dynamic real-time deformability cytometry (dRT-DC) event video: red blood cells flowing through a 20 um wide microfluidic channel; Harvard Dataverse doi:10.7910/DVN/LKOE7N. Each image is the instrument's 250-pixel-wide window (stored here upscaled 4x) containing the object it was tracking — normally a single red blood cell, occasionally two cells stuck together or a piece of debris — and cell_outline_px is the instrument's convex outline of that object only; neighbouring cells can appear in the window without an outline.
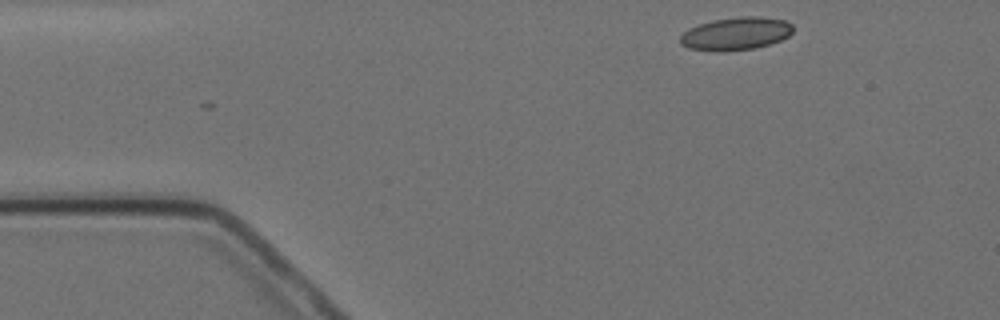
{"species": "Egyptian fruit bat (a non-hibernating species)", "species_latin": "Rousettus aegyptiacus", "temperature_condition": "cold", "stored_images_in_passage": 3, "camera_frame_rate_fps": 3000, "um_per_image_px": 0.085, "animal": {"sex": "female"}, "frame": {"image": 1, "passage_image": 1, "time_ms": 0.0, "image_size_px": [1000, 320], "cell_outline_px": [[792, 32], [788, 36], [780, 40], [768, 44], [752, 48], [720, 52], [716, 52], [688, 48], [680, 44], [680, 36], [688, 28], [712, 20], [740, 16], [760, 16], [784, 20], [792, 24]], "centroid_in_image_um": [62.52, 2.85], "position_along_channel_um": 22.5, "area_um2": 21.62}}
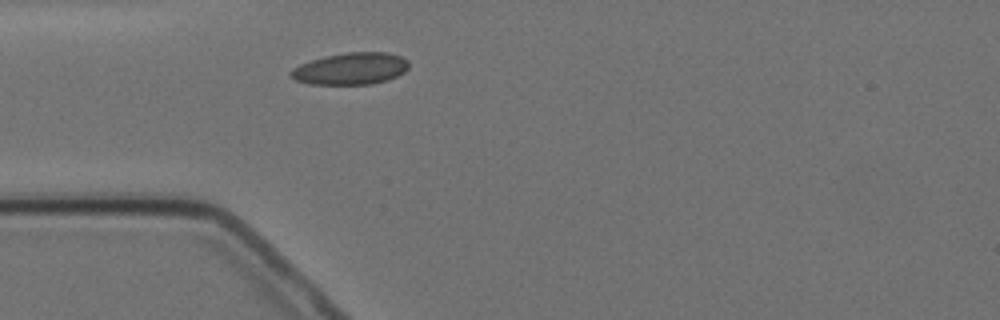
{"frame": {"image": 2, "passage_image": 3, "time_ms": 2.667, "image_size_px": [1000, 320], "cell_outline_px": [[408, 68], [404, 72], [388, 80], [372, 84], [308, 84], [296, 80], [288, 72], [292, 68], [300, 64], [324, 56], [348, 52], [388, 52], [400, 56], [408, 60]], "centroid_in_image_um": [29.81, 5.83], "position_along_channel_um": 55.2, "area_um2": 21.96}}